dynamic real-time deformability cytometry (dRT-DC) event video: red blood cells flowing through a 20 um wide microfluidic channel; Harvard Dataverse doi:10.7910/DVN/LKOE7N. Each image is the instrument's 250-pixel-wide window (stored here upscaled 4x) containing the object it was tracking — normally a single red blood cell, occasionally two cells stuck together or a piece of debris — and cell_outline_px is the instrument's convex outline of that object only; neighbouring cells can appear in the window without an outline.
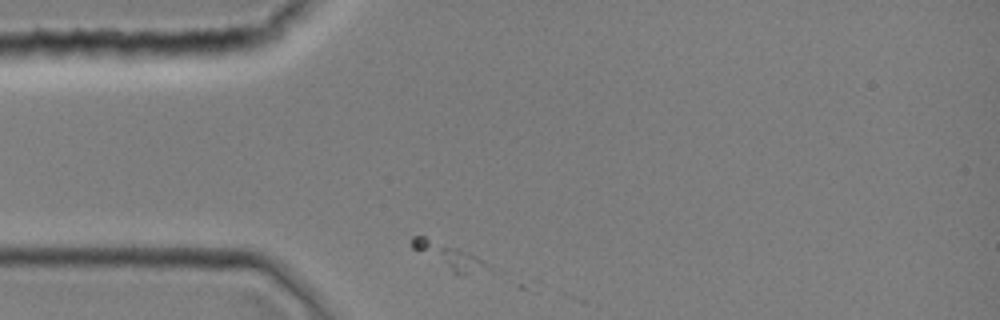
{"species": "common noctule bat (a hibernating species)", "species_latin": "Nyctalus noctula", "temperature_condition": "room temperature", "stored_images_in_passage": 4, "camera_frame_rate_fps": 3000, "um_per_image_px": 0.085, "animal": {"sex": "female", "body_mass_g": 19.0, "forearm_length_mm": 51.5}, "frame": {"image": 1, "passage_image": 1, "time_ms": 0.0, "image_size_px": [1000, 320], "cell_outline_px": [[488, 268], [464, 276], [452, 272], [412, 248], [412, 236], [424, 236], [456, 248], [476, 256]], "centroid_in_image_um": [38.08, 21.77], "position_along_channel_um": 46.9, "area_um2": 10.52}}